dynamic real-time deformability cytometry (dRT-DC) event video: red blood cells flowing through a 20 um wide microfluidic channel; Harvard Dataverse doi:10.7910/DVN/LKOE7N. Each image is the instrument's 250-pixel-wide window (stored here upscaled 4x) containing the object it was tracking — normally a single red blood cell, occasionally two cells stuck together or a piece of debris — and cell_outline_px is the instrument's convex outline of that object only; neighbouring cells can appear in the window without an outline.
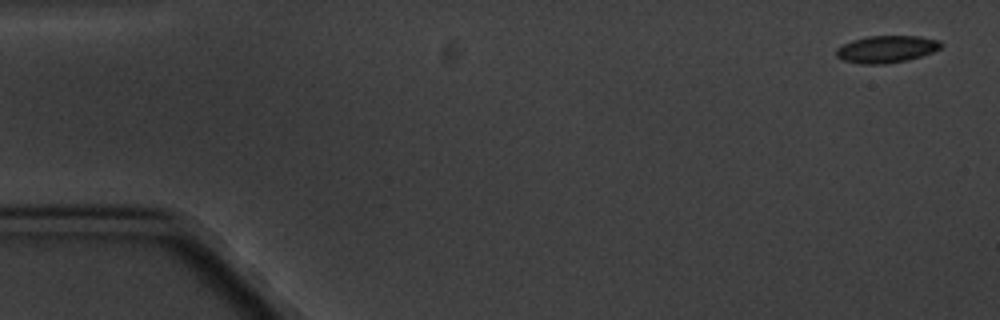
{"species": "common noctule bat (a hibernating species)", "species_latin": "Nyctalus noctula", "temperature_condition": "cold", "stored_images_in_passage": 5, "camera_frame_rate_fps": 3000, "um_per_image_px": 0.085, "animal": {"sex": "male", "body_mass_g": 20.1, "forearm_length_mm": 53.5}, "frame": {"image": 1, "passage_image": 1, "time_ms": 0.0, "image_size_px": [1000, 320], "cell_outline_px": [[944, 44], [940, 48], [932, 52], [908, 60], [884, 64], [860, 64], [844, 60], [836, 56], [836, 48], [852, 40], [868, 36], [920, 36], [940, 40]], "centroid_in_image_um": [75.36, 4.17], "position_along_channel_um": 9.6, "area_um2": 16.59}}
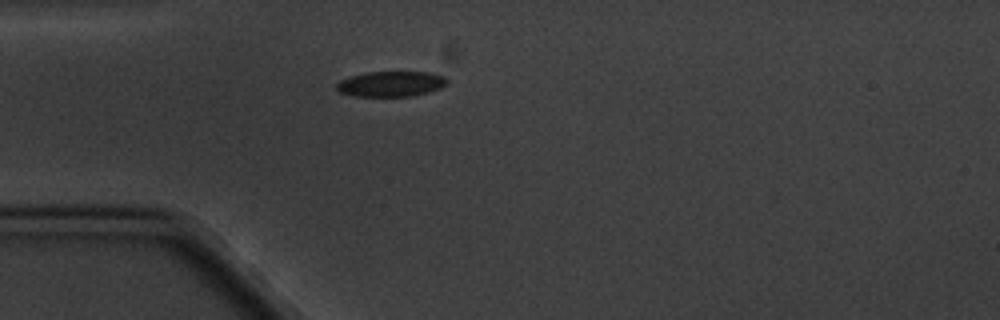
{"frame": {"image": 2, "passage_image": 5, "time_ms": 4.667, "image_size_px": [1000, 320], "cell_outline_px": [[448, 84], [440, 88], [428, 92], [412, 96], [352, 96], [340, 92], [336, 88], [336, 84], [340, 80], [348, 76], [368, 72], [428, 72], [444, 76], [448, 80]], "centroid_in_image_um": [33.22, 7.13], "position_along_channel_um": 51.8, "area_um2": 16.42}}